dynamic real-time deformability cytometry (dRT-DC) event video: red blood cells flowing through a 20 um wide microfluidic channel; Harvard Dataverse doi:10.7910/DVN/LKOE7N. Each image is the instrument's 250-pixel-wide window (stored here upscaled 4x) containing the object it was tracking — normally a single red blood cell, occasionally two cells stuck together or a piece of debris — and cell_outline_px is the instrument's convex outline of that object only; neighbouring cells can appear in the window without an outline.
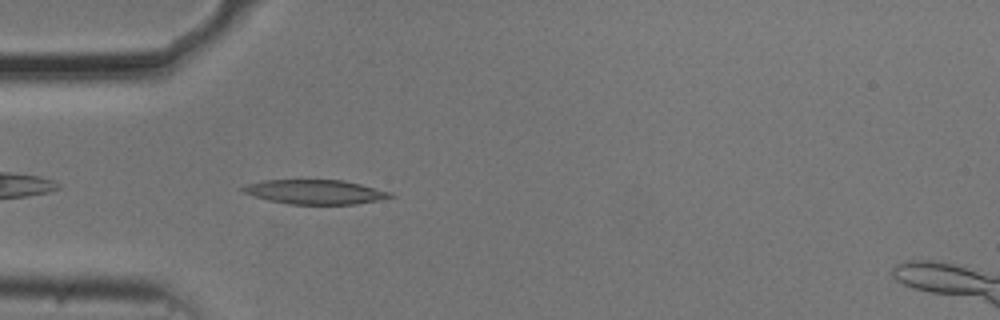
{"species": "common noctule bat (a hibernating species)", "species_latin": "Nyctalus noctula", "temperature_condition": "cold", "stored_images_in_passage": 40, "camera_frame_rate_fps": 3000, "um_per_image_px": 0.085, "animal": {"sex": "male", "body_mass_g": 20.5, "forearm_length_mm": 52.5}, "frame": {"image": 1, "passage_image": 3, "time_ms": 0.667, "image_size_px": [1000, 320], "cell_outline_px": [[396, 196], [356, 204], [288, 204], [268, 200], [244, 192], [240, 188], [248, 184], [264, 180], [344, 180], [392, 192]], "centroid_in_image_um": [26.81, 16.31], "position_along_channel_um": 58.2, "area_um2": 20.75}}
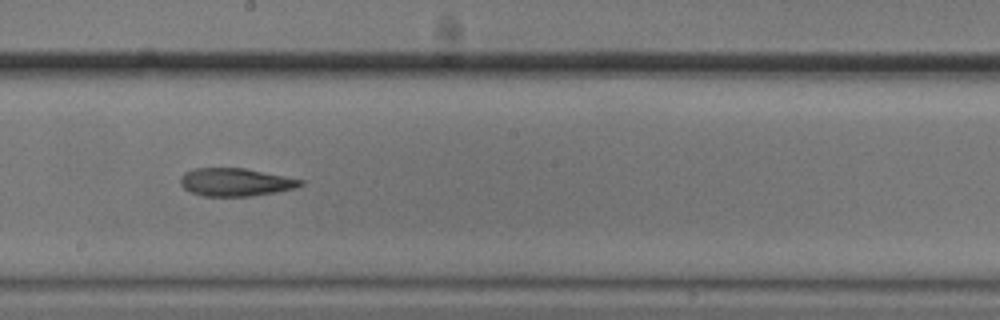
{"frame": {"image": 2, "passage_image": 17, "time_ms": 5.333, "image_size_px": [1000, 320], "cell_outline_px": [[304, 184], [296, 188], [276, 192], [252, 196], [204, 196], [192, 192], [184, 188], [180, 184], [180, 176], [184, 172], [196, 168], [244, 168], [304, 180]], "centroid_in_image_um": [20.02, 15.48], "position_along_channel_um": 228.2, "area_um2": 19.54}}
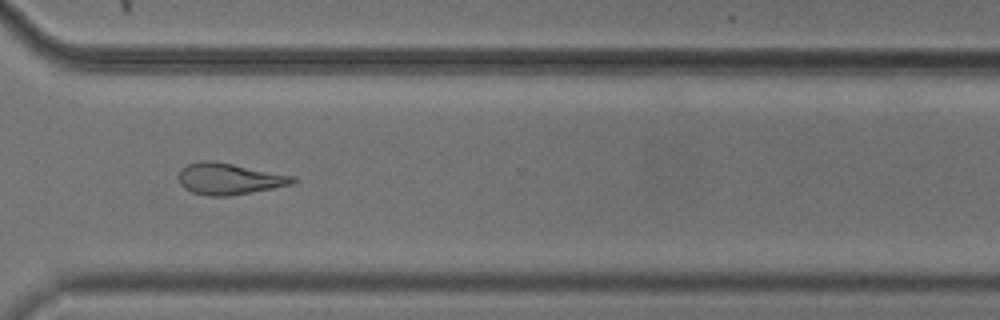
{"frame": {"image": 3, "passage_image": 27, "time_ms": 8.667, "image_size_px": [1000, 320], "cell_outline_px": [[296, 180], [292, 184], [272, 188], [228, 196], [208, 196], [192, 192], [184, 188], [180, 184], [180, 172], [188, 164], [200, 160], [208, 160], [232, 164], [296, 176]], "centroid_in_image_um": [19.48, 15.2], "position_along_channel_um": 351.1, "area_um2": 20.58}}